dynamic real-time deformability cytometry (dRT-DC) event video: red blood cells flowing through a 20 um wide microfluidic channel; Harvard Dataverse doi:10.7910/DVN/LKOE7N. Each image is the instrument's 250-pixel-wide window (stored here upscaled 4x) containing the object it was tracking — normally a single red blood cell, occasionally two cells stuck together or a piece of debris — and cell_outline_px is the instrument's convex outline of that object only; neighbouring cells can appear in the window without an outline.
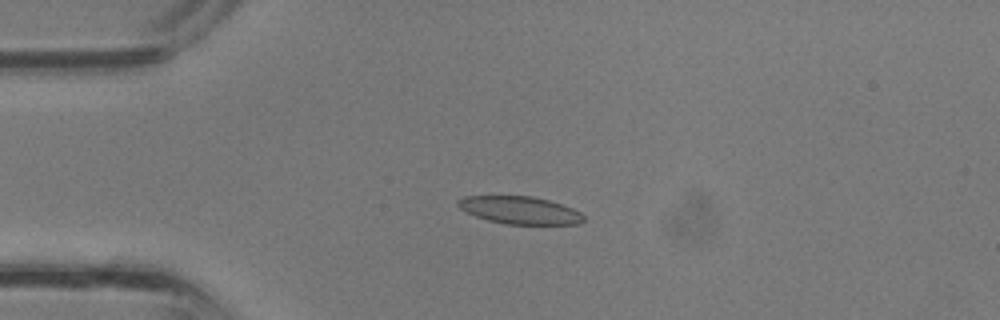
{"species": "common noctule bat (a hibernating species)", "species_latin": "Nyctalus noctula", "temperature_condition": "room temperature", "stored_images_in_passage": 36, "camera_frame_rate_fps": 3000, "um_per_image_px": 0.085, "animal": {"sex": "male", "body_mass_g": 13.3}, "frame": {"image": 1, "passage_image": 8, "time_ms": 2.333, "image_size_px": [1000, 320], "cell_outline_px": [[584, 220], [580, 224], [504, 224], [488, 220], [476, 216], [460, 208], [456, 204], [456, 200], [464, 196], [532, 196], [548, 200], [572, 208], [580, 212], [584, 216]], "centroid_in_image_um": [44.18, 17.86], "position_along_channel_um": 40.8, "area_um2": 20.11}}
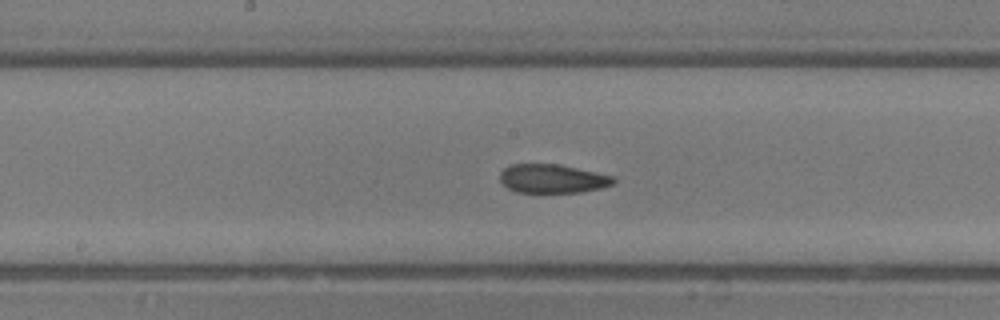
{"frame": {"image": 2, "passage_image": 18, "time_ms": 5.667, "image_size_px": [1000, 320], "cell_outline_px": [[616, 180], [612, 184], [600, 188], [580, 192], [516, 192], [508, 188], [500, 180], [500, 172], [504, 168], [512, 164], [556, 164], [576, 168], [612, 176]], "centroid_in_image_um": [46.92, 15.18], "position_along_channel_um": 201.3, "area_um2": 18.73}}
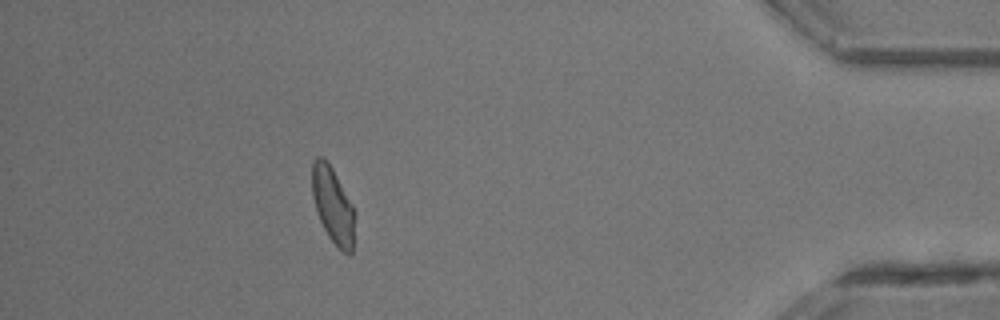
{"frame": {"image": 3, "passage_image": 32, "time_ms": 10.333, "image_size_px": [1000, 320], "cell_outline_px": [[356, 212], [352, 252], [348, 256], [328, 236], [316, 212], [312, 196], [312, 160], [316, 156], [324, 156], [328, 160], [352, 204]], "centroid_in_image_um": [28.3, 17.41], "position_along_channel_um": 406.9, "area_um2": 19.19}}